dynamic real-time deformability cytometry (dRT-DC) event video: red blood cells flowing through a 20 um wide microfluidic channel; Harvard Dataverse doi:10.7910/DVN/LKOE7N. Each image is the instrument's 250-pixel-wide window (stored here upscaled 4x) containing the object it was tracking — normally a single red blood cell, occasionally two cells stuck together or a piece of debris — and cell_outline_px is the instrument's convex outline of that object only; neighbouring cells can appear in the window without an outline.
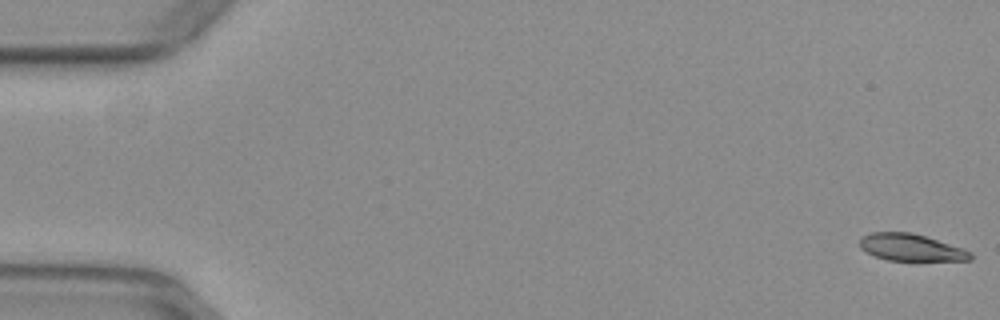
{"species": "common noctule bat (a hibernating species)", "species_latin": "Nyctalus noctula", "temperature_condition": "warm", "stored_images_in_passage": 16, "camera_frame_rate_fps": 3000, "um_per_image_px": 0.085, "animal": {"sex": "female", "body_mass_g": 29.2, "forearm_length_mm": 56.3}, "frame": {"image": 1, "passage_image": 1, "time_ms": 0.0, "image_size_px": [1000, 320], "cell_outline_px": [[972, 260], [888, 260], [876, 256], [860, 248], [860, 240], [864, 236], [872, 232], [912, 232], [964, 248], [972, 252]], "centroid_in_image_um": [77.47, 21.03], "position_along_channel_um": 7.5, "area_um2": 17.22}}
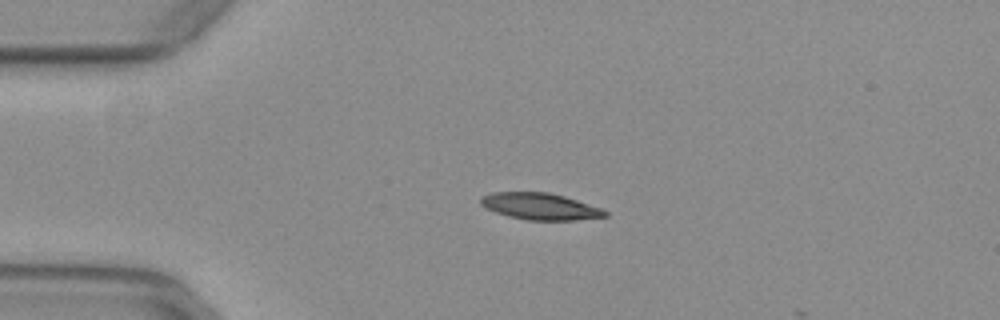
{"frame": {"image": 2, "passage_image": 13, "time_ms": 4.0, "image_size_px": [1000, 320], "cell_outline_px": [[608, 216], [576, 220], [528, 220], [508, 216], [484, 208], [480, 204], [480, 196], [492, 192], [548, 192], [564, 196], [600, 208], [608, 212]], "centroid_in_image_um": [45.86, 17.54], "position_along_channel_um": 39.1, "area_um2": 19.31}}